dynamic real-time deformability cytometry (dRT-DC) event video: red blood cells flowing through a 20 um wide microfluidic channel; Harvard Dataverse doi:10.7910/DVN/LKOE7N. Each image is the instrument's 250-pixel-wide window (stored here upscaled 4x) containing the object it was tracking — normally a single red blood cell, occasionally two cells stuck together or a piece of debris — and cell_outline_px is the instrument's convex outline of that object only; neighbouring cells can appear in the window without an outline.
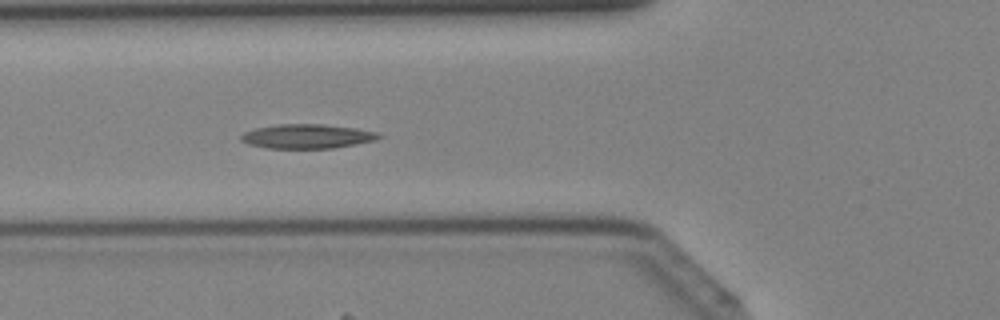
{"species": "Egyptian fruit bat (a non-hibernating species)", "species_latin": "Rousettus aegyptiacus", "temperature_condition": "cold", "stored_images_in_passage": 41, "camera_frame_rate_fps": 3000, "um_per_image_px": 0.085, "animal": {"sex": "female"}, "frame": {"image": 1, "passage_image": 15, "time_ms": 4.667, "image_size_px": [1000, 320], "cell_outline_px": [[384, 136], [376, 140], [356, 144], [332, 148], [268, 148], [248, 144], [240, 140], [240, 136], [244, 132], [256, 128], [276, 124], [324, 124], [356, 128], [376, 132]], "centroid_in_image_um": [26.11, 11.58], "position_along_channel_um": 99.7, "area_um2": 19.54}}
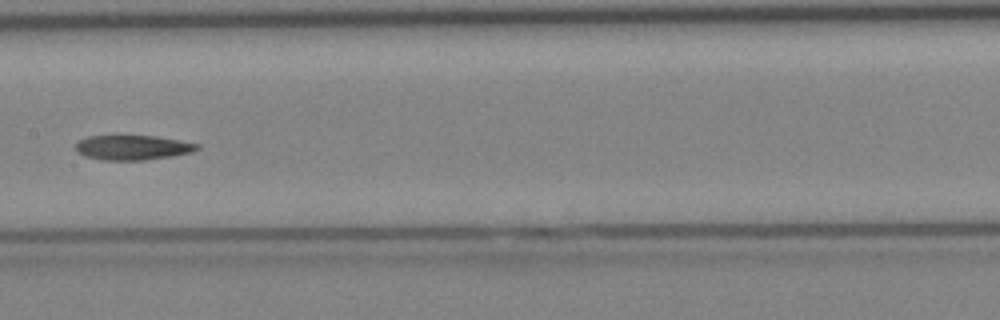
{"frame": {"image": 2, "passage_image": 21, "time_ms": 6.667, "image_size_px": [1000, 320], "cell_outline_px": [[200, 148], [192, 152], [172, 156], [144, 160], [100, 160], [84, 156], [76, 152], [76, 144], [80, 140], [88, 136], [156, 136], [180, 140], [200, 144]], "centroid_in_image_um": [11.28, 12.54], "position_along_channel_um": 196.1, "area_um2": 17.57}}
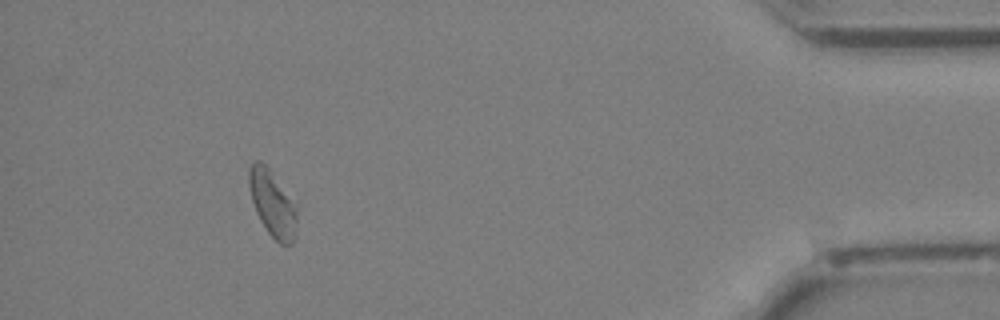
{"frame": {"image": 3, "passage_image": 38, "time_ms": 12.333, "image_size_px": [1000, 320], "cell_outline_px": [[296, 220], [292, 244], [280, 244], [268, 232], [260, 220], [256, 212], [252, 200], [248, 184], [248, 168], [256, 160], [260, 160], [268, 168], [296, 208]], "centroid_in_image_um": [23.1, 17.3], "position_along_channel_um": 412.1, "area_um2": 17.69}}